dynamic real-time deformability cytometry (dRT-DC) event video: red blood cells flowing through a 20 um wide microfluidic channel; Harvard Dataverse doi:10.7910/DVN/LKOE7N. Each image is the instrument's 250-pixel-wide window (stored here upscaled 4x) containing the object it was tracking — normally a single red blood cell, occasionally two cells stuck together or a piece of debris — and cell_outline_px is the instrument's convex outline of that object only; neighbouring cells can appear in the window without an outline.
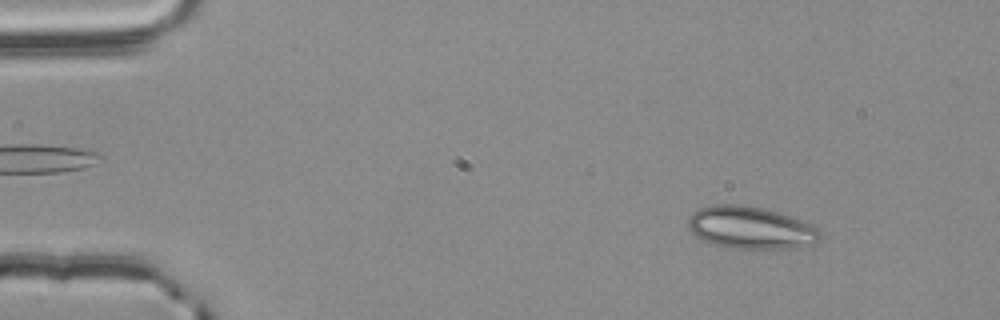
{"species": "common noctule bat (a hibernating species)", "species_latin": "Nyctalus noctula", "temperature_condition": "room temperature", "stored_images_in_passage": 54, "camera_frame_rate_fps": 3000, "um_per_image_px": 0.085, "animal": {"sex": "male", "body_mass_g": 20.4}, "frame": {"image": 1, "passage_image": 6, "time_ms": 1.667, "image_size_px": [1000, 320], "cell_outline_px": [[820, 240], [816, 244], [796, 248], [732, 248], [712, 244], [696, 236], [688, 228], [688, 216], [692, 212], [700, 208], [712, 204], [736, 204], [764, 208], [812, 224], [820, 232]], "centroid_in_image_um": [63.79, 19.36], "position_along_channel_um": 21.2, "area_um2": 32.6}}
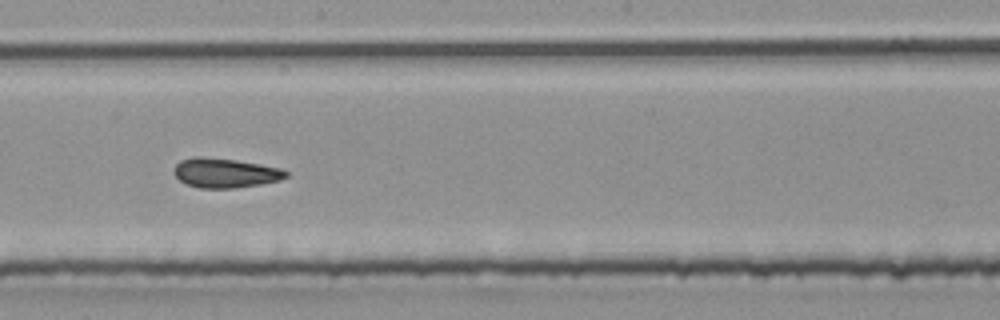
{"frame": {"image": 2, "passage_image": 30, "time_ms": 9.667, "image_size_px": [1000, 320], "cell_outline_px": [[288, 176], [280, 180], [260, 184], [232, 188], [200, 188], [188, 184], [180, 180], [172, 172], [176, 164], [180, 160], [196, 156], [200, 156], [236, 160], [280, 168], [288, 172]], "centroid_in_image_um": [19.12, 14.69], "position_along_channel_um": 229.1, "area_um2": 19.13}}
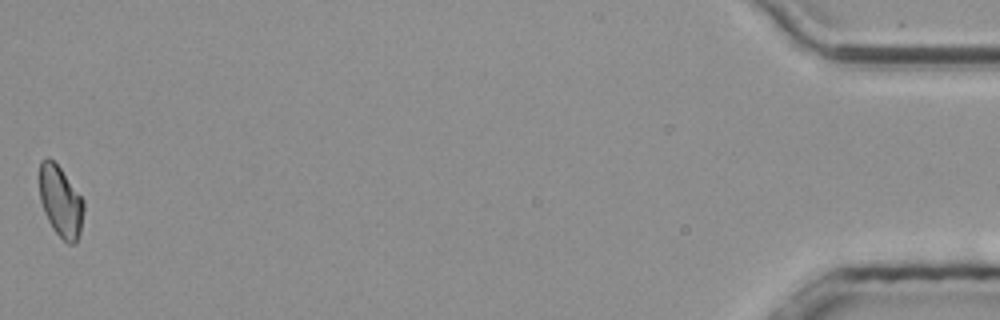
{"frame": {"image": 3, "passage_image": 54, "time_ms": 17.667, "image_size_px": [1000, 320], "cell_outline_px": [[84, 208], [80, 232], [76, 244], [68, 244], [52, 228], [44, 212], [40, 200], [40, 160], [48, 156], [60, 168], [84, 200]], "centroid_in_image_um": [5.15, 17.13], "position_along_channel_um": 430.0, "area_um2": 18.21}, "authors_computed_cell_mechanics": {"area_um2": 19.3341, "velocity_mm_per_s": 3.7916, "shape_relaxation_time_tau1_ms": 8.2512, "shape_relaxation_time_tau2_ms": 1.3347, "deformation_change_tau1": 0.1361, "deformation_change_tau2": 0.0902}}